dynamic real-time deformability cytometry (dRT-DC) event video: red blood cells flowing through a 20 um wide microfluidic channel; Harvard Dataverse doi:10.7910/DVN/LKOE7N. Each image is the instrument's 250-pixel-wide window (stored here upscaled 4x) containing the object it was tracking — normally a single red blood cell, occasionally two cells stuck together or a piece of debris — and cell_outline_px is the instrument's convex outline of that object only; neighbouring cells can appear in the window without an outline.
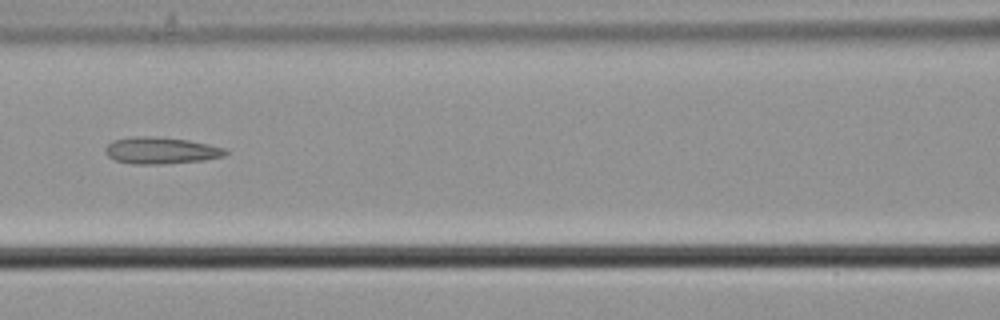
{"species": "common noctule bat (a hibernating species)", "species_latin": "Nyctalus noctula", "temperature_condition": "cold", "stored_images_in_passage": 9, "camera_frame_rate_fps": 3000, "um_per_image_px": 0.085, "animal": {"sex": "male", "body_mass_g": 21.5, "forearm_length_mm": 52.0}, "frame": {"image": 1, "passage_image": 7, "time_ms": 2.0, "image_size_px": [1000, 320], "cell_outline_px": [[228, 152], [224, 156], [204, 160], [164, 164], [132, 164], [116, 160], [108, 156], [104, 152], [104, 148], [112, 140], [132, 136], [148, 136], [188, 140], [208, 144], [224, 148]], "centroid_in_image_um": [13.64, 12.79], "position_along_channel_um": 153.0, "area_um2": 18.73}}
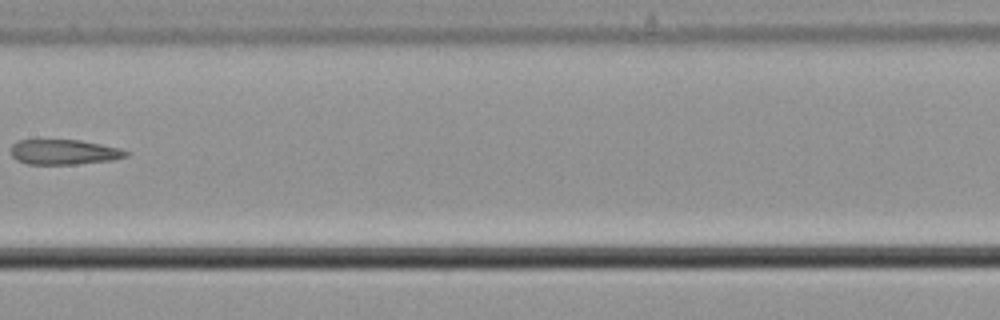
{"frame": {"image": 2, "passage_image": 8, "time_ms": 2.333, "image_size_px": [1000, 320], "cell_outline_px": [[128, 156], [112, 160], [76, 164], [28, 164], [16, 160], [12, 156], [12, 144], [16, 140], [80, 140], [120, 148], [128, 152]], "centroid_in_image_um": [5.43, 12.92], "position_along_channel_um": 202.0, "area_um2": 16.76}}
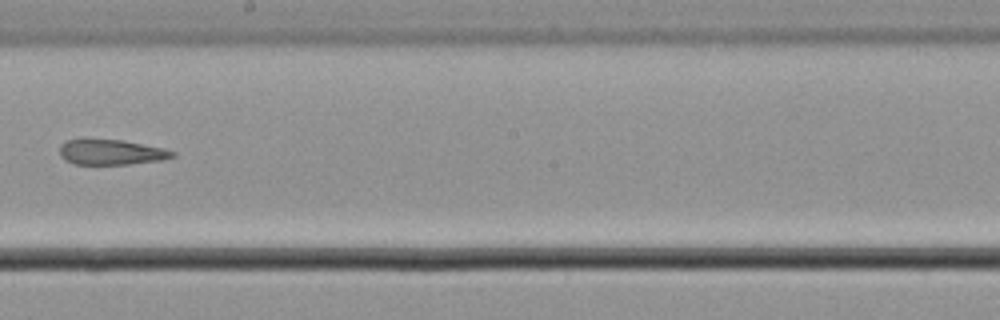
{"frame": {"image": 3, "passage_image": 9, "time_ms": 2.667, "image_size_px": [1000, 320], "cell_outline_px": [[176, 156], [164, 160], [128, 164], [72, 164], [64, 160], [60, 156], [60, 144], [64, 140], [80, 136], [88, 136], [124, 140], [164, 148], [176, 152]], "centroid_in_image_um": [9.37, 12.88], "position_along_channel_um": 238.8, "area_um2": 17.69}}